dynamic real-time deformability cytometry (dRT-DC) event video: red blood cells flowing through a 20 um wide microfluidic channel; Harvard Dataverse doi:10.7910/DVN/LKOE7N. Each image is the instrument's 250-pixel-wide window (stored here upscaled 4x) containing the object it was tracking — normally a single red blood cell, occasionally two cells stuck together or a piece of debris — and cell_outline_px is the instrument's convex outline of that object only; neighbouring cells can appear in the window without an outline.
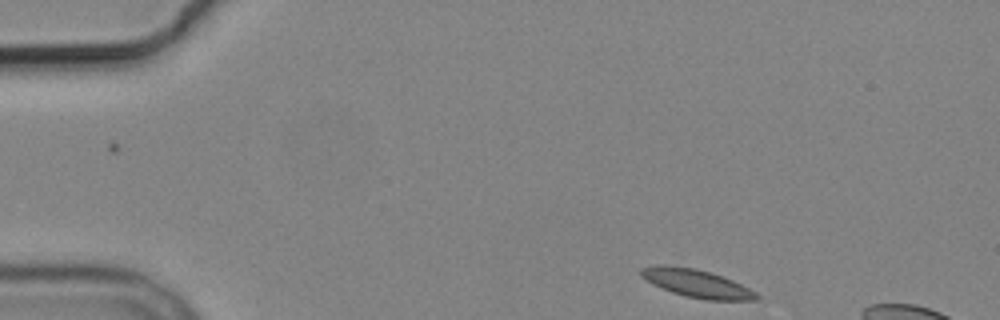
{"species": "common noctule bat (a hibernating species)", "species_latin": "Nyctalus noctula", "temperature_condition": "cold", "stored_images_in_passage": 4, "camera_frame_rate_fps": 3000, "um_per_image_px": 0.085, "animal": {"sex": "male", "body_mass_g": 19.2, "forearm_length_mm": 51.8}, "frame": {"image": 1, "passage_image": 1, "time_ms": 0.0, "image_size_px": [1000, 320], "cell_outline_px": [[760, 296], [756, 300], [704, 300], [684, 296], [672, 292], [652, 284], [640, 276], [640, 268], [660, 264], [664, 264], [696, 268], [732, 280], [756, 292]], "centroid_in_image_um": [59.17, 24.08], "position_along_channel_um": 25.8, "area_um2": 18.84}}